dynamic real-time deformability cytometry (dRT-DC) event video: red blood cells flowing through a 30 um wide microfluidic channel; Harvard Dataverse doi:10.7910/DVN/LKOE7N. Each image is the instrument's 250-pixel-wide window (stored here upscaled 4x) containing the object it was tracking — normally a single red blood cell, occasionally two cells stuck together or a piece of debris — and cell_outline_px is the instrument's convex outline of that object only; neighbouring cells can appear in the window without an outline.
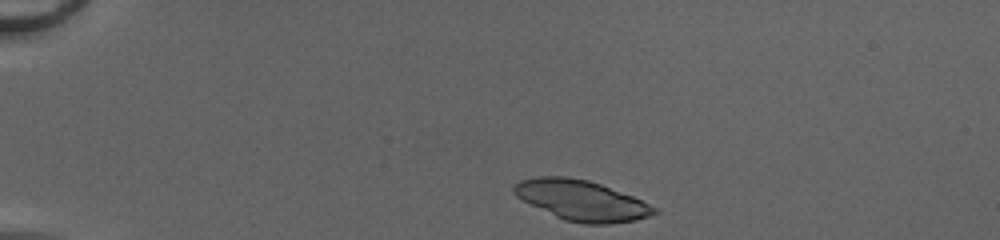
{"species": "common noctule bat (a hibernating species)", "species_latin": "Nyctalus noctula", "temperature_condition": "cold", "stored_images_in_passage": 40, "camera_frame_rate_fps": 3000, "um_per_image_px": 0.085, "animal": {"sex": "female", "body_mass_g": 20.0, "forearm_length_mm": 54.0}, "frame": {"image": 1, "passage_image": 1, "time_ms": 0.0, "image_size_px": [1000, 240], "cell_outline_px": [[660, 212], [636, 220], [608, 224], [584, 224], [564, 220], [516, 196], [512, 192], [512, 188], [520, 180], [536, 176], [568, 176], [588, 180], [600, 184], [632, 196], [656, 208]], "centroid_in_image_um": [49.43, 17.02], "position_along_channel_um": 35.6, "area_um2": 32.6}}